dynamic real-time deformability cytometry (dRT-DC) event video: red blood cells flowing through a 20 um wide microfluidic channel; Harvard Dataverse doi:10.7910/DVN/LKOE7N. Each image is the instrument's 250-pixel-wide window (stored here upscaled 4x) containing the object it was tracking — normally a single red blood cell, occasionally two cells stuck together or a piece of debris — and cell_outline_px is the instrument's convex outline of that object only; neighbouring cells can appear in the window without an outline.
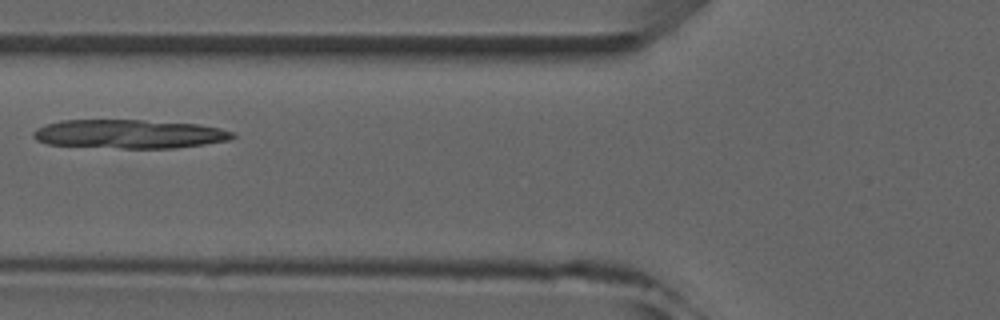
{"species": "common noctule bat (a hibernating species)", "species_latin": "Nyctalus noctula", "temperature_condition": "room temperature", "stored_images_in_passage": 5, "camera_frame_rate_fps": 3000, "um_per_image_px": 0.085, "animal": {"sex": "male", "forearm_length_mm": 52.5}, "frame": {"image": 1, "passage_image": 5, "time_ms": 5.333, "image_size_px": [1000, 320], "cell_outline_px": [[236, 136], [228, 140], [204, 144], [176, 148], [120, 148], [48, 144], [36, 140], [32, 136], [32, 132], [36, 128], [44, 124], [60, 120], [144, 120], [200, 124], [220, 128], [236, 132]], "centroid_in_image_um": [10.99, 11.38], "position_along_channel_um": 114.8, "area_um2": 33.7}}